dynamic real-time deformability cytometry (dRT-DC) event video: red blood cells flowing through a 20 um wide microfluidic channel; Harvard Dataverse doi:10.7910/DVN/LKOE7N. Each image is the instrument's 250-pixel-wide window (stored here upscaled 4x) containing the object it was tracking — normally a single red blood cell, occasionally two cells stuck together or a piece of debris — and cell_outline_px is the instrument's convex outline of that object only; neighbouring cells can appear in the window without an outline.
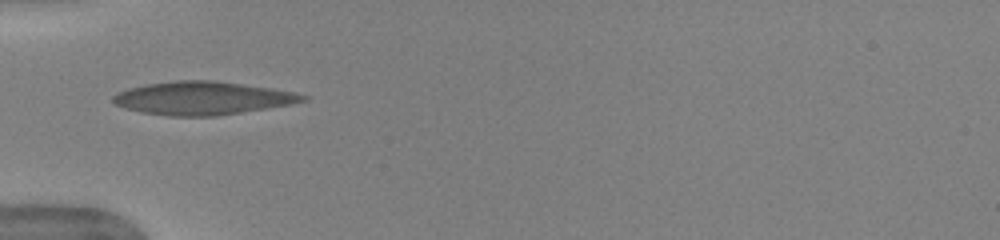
{"species": "human", "species_latin": "Homo sapiens", "temperature_condition": "warm", "stored_images_in_passage": 34, "camera_frame_rate_fps": 3000, "um_per_image_px": 0.085, "donor": {"sex": "female"}, "frame": {"image": 1, "passage_image": 1, "time_ms": 0.0, "image_size_px": [1000, 240], "cell_outline_px": [[308, 100], [292, 104], [268, 108], [216, 116], [168, 116], [144, 112], [124, 108], [116, 104], [112, 100], [112, 96], [116, 92], [128, 88], [144, 84], [176, 80], [212, 80], [272, 88], [292, 92], [308, 96]], "centroid_in_image_um": [17.19, 8.34], "position_along_channel_um": 67.8, "area_um2": 36.7}}